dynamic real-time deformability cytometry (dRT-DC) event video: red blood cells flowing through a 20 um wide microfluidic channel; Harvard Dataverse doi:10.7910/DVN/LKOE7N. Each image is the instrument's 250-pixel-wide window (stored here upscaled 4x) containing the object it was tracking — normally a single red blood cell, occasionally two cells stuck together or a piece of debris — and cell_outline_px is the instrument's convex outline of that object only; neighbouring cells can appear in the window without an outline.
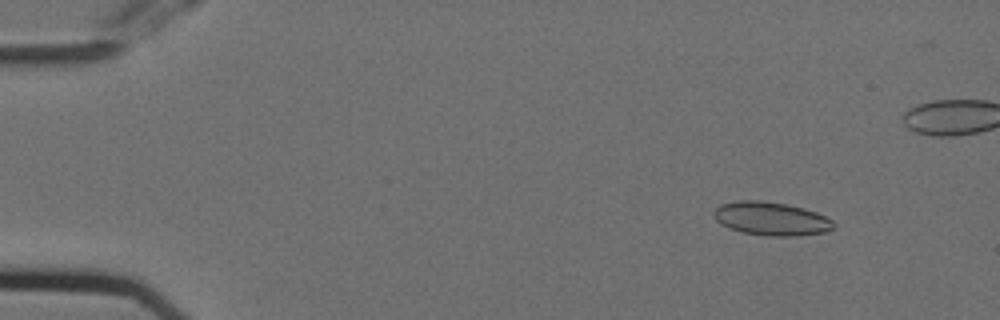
{"species": "Egyptian fruit bat (a non-hibernating species)", "species_latin": "Rousettus aegyptiacus", "temperature_condition": "cold", "stored_images_in_passage": 36, "camera_frame_rate_fps": 3000, "um_per_image_px": 0.085, "animal": {"sex": "female"}, "frame": {"image": 1, "passage_image": 7, "time_ms": 2.0, "image_size_px": [1000, 320], "cell_outline_px": [[836, 228], [824, 232], [796, 236], [764, 236], [744, 232], [728, 228], [720, 224], [712, 216], [712, 212], [720, 204], [736, 200], [760, 200], [788, 204], [804, 208], [816, 212], [832, 220], [836, 224]], "centroid_in_image_um": [65.53, 18.58], "position_along_channel_um": 19.5, "area_um2": 23.7}}
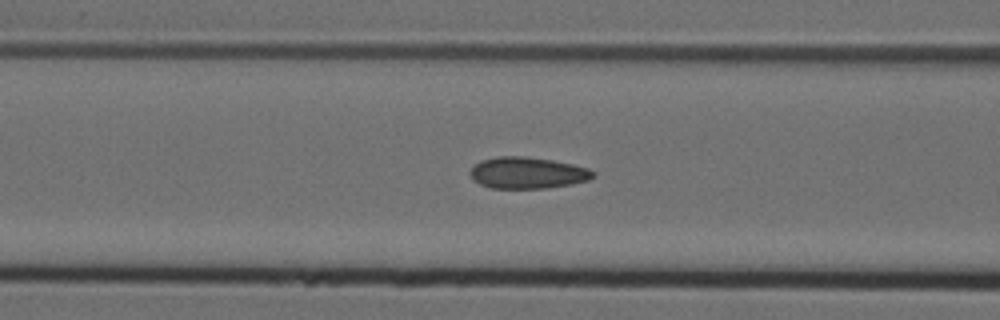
{"frame": {"image": 2, "passage_image": 23, "time_ms": 7.333, "image_size_px": [1000, 320], "cell_outline_px": [[596, 176], [588, 180], [572, 184], [544, 188], [492, 188], [480, 184], [472, 180], [468, 172], [480, 160], [496, 156], [524, 156], [552, 160], [572, 164], [588, 168], [596, 172]], "centroid_in_image_um": [44.82, 14.69], "position_along_channel_um": 121.8, "area_um2": 22.72}}
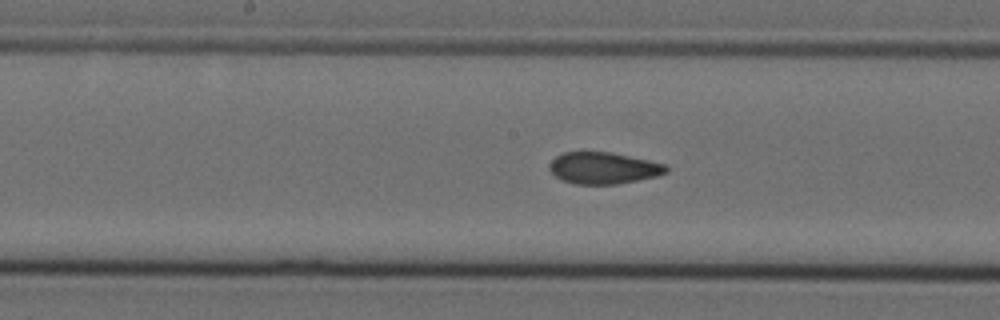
{"frame": {"image": 3, "passage_image": 29, "time_ms": 9.333, "image_size_px": [1000, 320], "cell_outline_px": [[668, 172], [656, 176], [616, 184], [576, 184], [564, 180], [556, 176], [548, 168], [552, 160], [556, 156], [564, 152], [584, 148], [608, 152], [648, 160], [664, 164], [668, 168]], "centroid_in_image_um": [51.24, 14.24], "position_along_channel_um": 197.0, "area_um2": 21.79}}